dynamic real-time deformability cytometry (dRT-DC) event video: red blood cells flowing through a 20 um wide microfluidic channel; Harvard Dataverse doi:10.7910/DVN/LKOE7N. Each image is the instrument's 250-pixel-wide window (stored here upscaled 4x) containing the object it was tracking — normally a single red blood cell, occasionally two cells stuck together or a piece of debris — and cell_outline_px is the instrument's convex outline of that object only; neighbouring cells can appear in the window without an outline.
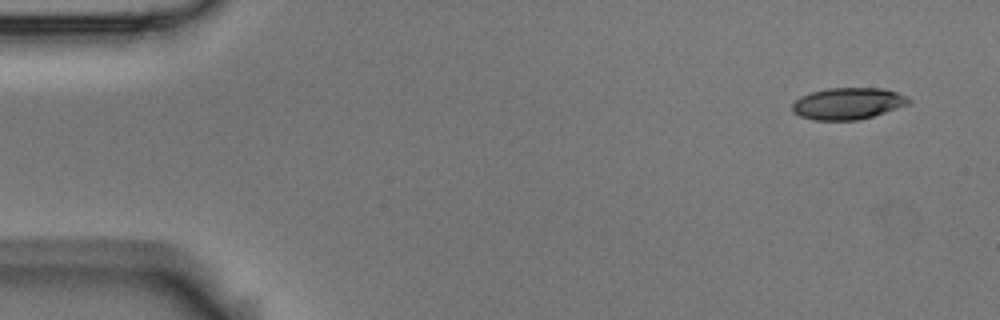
{"species": "Egyptian fruit bat (a non-hibernating species)", "species_latin": "Rousettus aegyptiacus", "temperature_condition": "room temperature", "stored_images_in_passage": 10, "camera_frame_rate_fps": 3000, "um_per_image_px": 0.085, "animal": {"sex": "male"}, "frame": {"image": 1, "passage_image": 1, "time_ms": 0.0, "image_size_px": [1000, 320], "cell_outline_px": [[912, 100], [908, 104], [872, 116], [856, 120], [812, 120], [800, 116], [792, 112], [792, 104], [800, 96], [812, 92], [828, 88], [884, 88], [908, 96]], "centroid_in_image_um": [72.05, 8.79], "position_along_channel_um": 12.9, "area_um2": 21.44}}
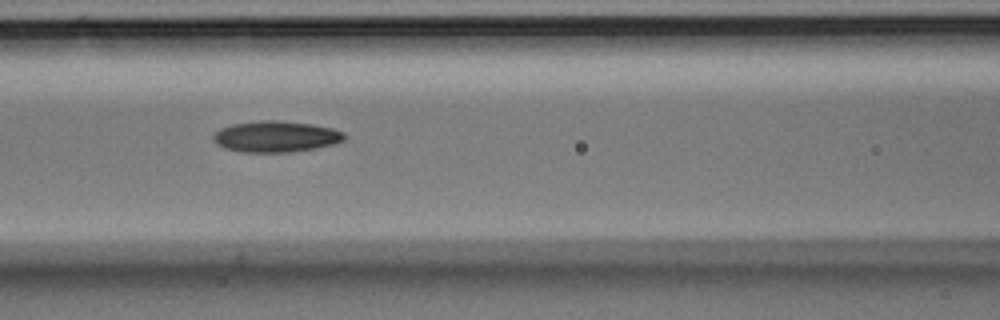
{"frame": {"image": 2, "passage_image": 7, "time_ms": 2.0, "image_size_px": [1000, 320], "cell_outline_px": [[348, 136], [344, 140], [332, 144], [316, 148], [288, 152], [244, 152], [224, 148], [216, 144], [212, 140], [212, 136], [220, 128], [232, 124], [264, 120], [276, 120], [312, 124], [332, 128], [344, 132]], "centroid_in_image_um": [23.44, 11.6], "position_along_channel_um": 143.2, "area_um2": 23.81}}
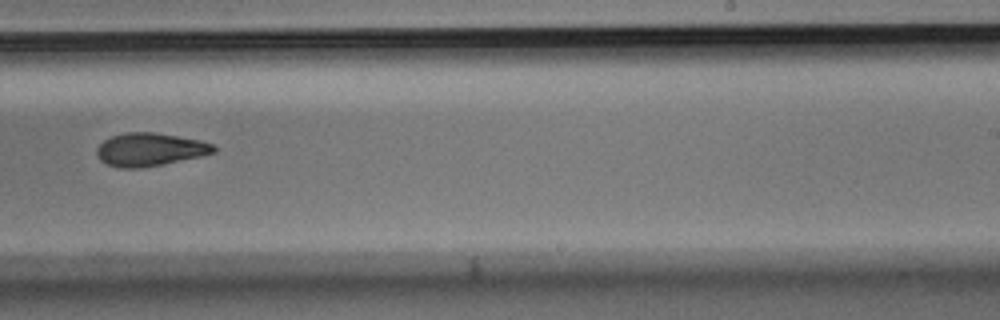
{"frame": {"image": 3, "passage_image": 10, "time_ms": 3.0, "image_size_px": [1000, 320], "cell_outline_px": [[216, 152], [200, 156], [164, 164], [140, 168], [120, 168], [108, 164], [100, 160], [96, 156], [96, 148], [104, 140], [112, 136], [128, 132], [156, 132], [200, 140], [212, 144], [216, 148]], "centroid_in_image_um": [12.72, 12.71], "position_along_channel_um": 276.3, "area_um2": 22.54}}